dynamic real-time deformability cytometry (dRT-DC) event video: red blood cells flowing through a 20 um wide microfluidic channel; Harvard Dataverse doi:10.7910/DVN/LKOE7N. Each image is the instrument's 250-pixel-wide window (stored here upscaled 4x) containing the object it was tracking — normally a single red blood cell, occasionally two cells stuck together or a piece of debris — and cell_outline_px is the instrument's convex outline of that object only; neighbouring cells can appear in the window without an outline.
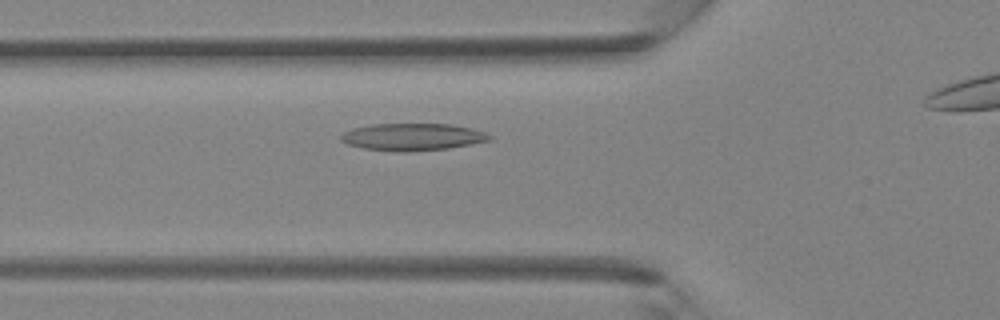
{"species": "Egyptian fruit bat (a non-hibernating species)", "species_latin": "Rousettus aegyptiacus", "temperature_condition": "room temperature", "stored_images_in_passage": 32, "camera_frame_rate_fps": 3000, "um_per_image_px": 0.085, "animal": {"sex": "female"}, "frame": {"image": 1, "passage_image": 10, "time_ms": 3.0, "image_size_px": [1000, 320], "cell_outline_px": [[492, 140], [472, 144], [448, 148], [408, 152], [400, 152], [364, 148], [348, 144], [340, 140], [340, 136], [344, 132], [352, 128], [372, 124], [452, 124], [472, 128], [484, 132], [492, 136]], "centroid_in_image_um": [35.08, 11.64], "position_along_channel_um": 90.7, "area_um2": 23.58}}
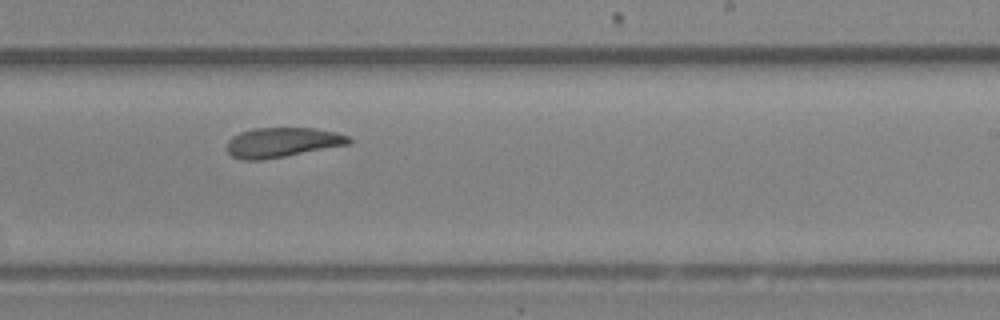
{"frame": {"image": 2, "passage_image": 21, "time_ms": 6.667, "image_size_px": [1000, 320], "cell_outline_px": [[352, 140], [348, 144], [284, 156], [260, 160], [244, 160], [232, 156], [228, 152], [228, 140], [232, 136], [240, 132], [252, 128], [312, 128], [336, 132], [348, 136]], "centroid_in_image_um": [23.96, 12.09], "position_along_channel_um": 265.0, "area_um2": 20.87}}
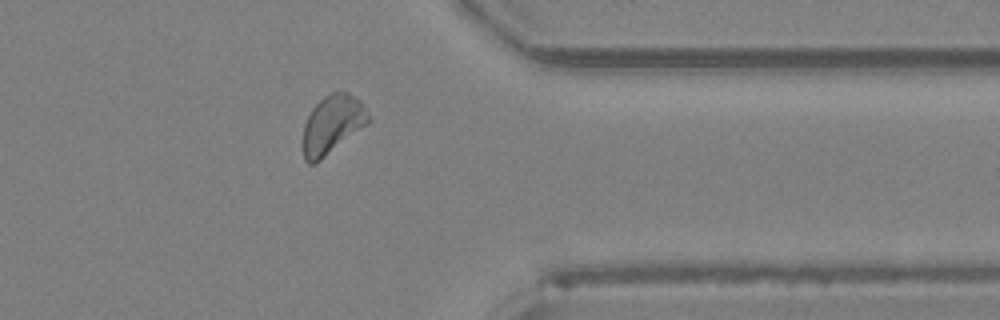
{"frame": {"image": 3, "passage_image": 29, "time_ms": 9.333, "image_size_px": [1000, 320], "cell_outline_px": [[372, 120], [368, 124], [316, 164], [308, 164], [304, 160], [304, 124], [312, 108], [324, 96], [332, 92], [348, 92], [360, 100]], "centroid_in_image_um": [28.27, 10.59], "position_along_channel_um": 383.1, "area_um2": 22.31}}